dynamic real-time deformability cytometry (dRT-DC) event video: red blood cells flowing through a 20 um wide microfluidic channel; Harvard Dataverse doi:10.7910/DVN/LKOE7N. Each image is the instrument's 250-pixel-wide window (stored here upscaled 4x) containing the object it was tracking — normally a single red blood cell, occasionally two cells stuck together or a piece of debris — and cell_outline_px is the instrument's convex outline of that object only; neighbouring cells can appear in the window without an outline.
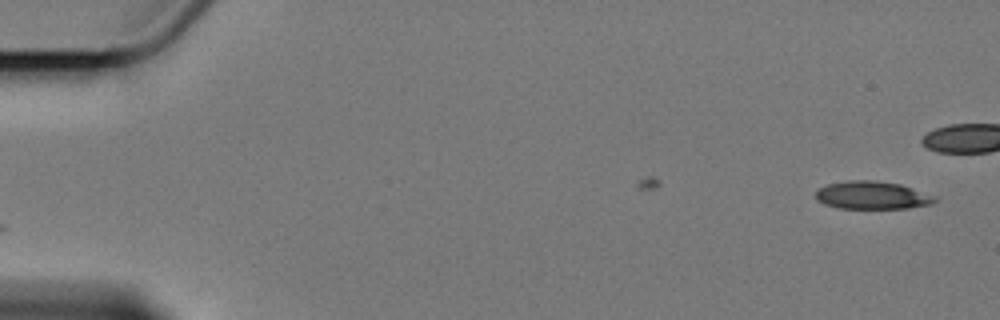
{"species": "Egyptian fruit bat (a non-hibernating species)", "species_latin": "Rousettus aegyptiacus", "temperature_condition": "cold", "stored_images_in_passage": 3, "camera_frame_rate_fps": 3000, "um_per_image_px": 0.085, "animal": {"sex": "female"}, "frame": {"image": 1, "passage_image": 3, "time_ms": 2.333, "image_size_px": [1000, 320], "cell_outline_px": [[936, 200], [932, 204], [908, 208], [840, 208], [824, 204], [816, 200], [816, 192], [820, 188], [828, 184], [848, 180], [876, 180], [900, 184], [936, 196]], "centroid_in_image_um": [74.14, 16.59], "position_along_channel_um": 10.9, "area_um2": 19.31}}